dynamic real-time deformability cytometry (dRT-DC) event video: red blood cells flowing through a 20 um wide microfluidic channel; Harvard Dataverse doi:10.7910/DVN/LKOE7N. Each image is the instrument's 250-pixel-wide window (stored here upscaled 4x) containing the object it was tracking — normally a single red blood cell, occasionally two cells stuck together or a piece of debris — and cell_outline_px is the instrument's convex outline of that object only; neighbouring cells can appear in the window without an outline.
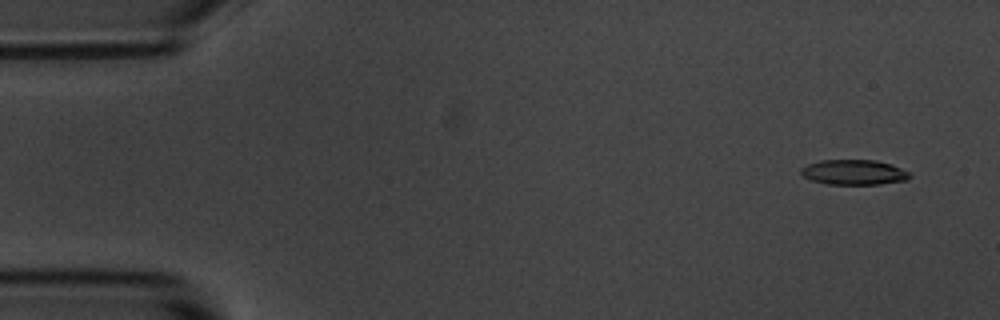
{"species": "common noctule bat (a hibernating species)", "species_latin": "Nyctalus noctula", "temperature_condition": "room temperature", "stored_images_in_passage": 5, "camera_frame_rate_fps": 3000, "um_per_image_px": 0.085, "animal": {"sex": "male", "body_mass_g": 20.1, "forearm_length_mm": 53.5}, "frame": {"image": 1, "passage_image": 1, "time_ms": 0.0, "image_size_px": [1000, 320], "cell_outline_px": [[912, 176], [908, 180], [880, 184], [828, 184], [812, 180], [804, 176], [800, 172], [800, 168], [808, 164], [820, 160], [876, 160], [892, 164], [908, 172]], "centroid_in_image_um": [72.6, 14.64], "position_along_channel_um": 12.4, "area_um2": 15.9}}
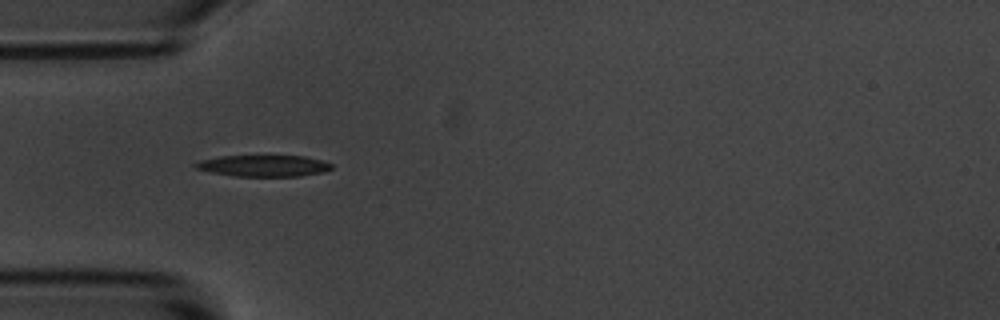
{"frame": {"image": 2, "passage_image": 4, "time_ms": 4.333, "image_size_px": [1000, 320], "cell_outline_px": [[332, 168], [324, 172], [300, 176], [236, 176], [212, 172], [196, 168], [192, 164], [200, 160], [220, 156], [304, 156], [320, 160], [332, 164]], "centroid_in_image_um": [22.4, 14.09], "position_along_channel_um": 62.6, "area_um2": 16.82}}